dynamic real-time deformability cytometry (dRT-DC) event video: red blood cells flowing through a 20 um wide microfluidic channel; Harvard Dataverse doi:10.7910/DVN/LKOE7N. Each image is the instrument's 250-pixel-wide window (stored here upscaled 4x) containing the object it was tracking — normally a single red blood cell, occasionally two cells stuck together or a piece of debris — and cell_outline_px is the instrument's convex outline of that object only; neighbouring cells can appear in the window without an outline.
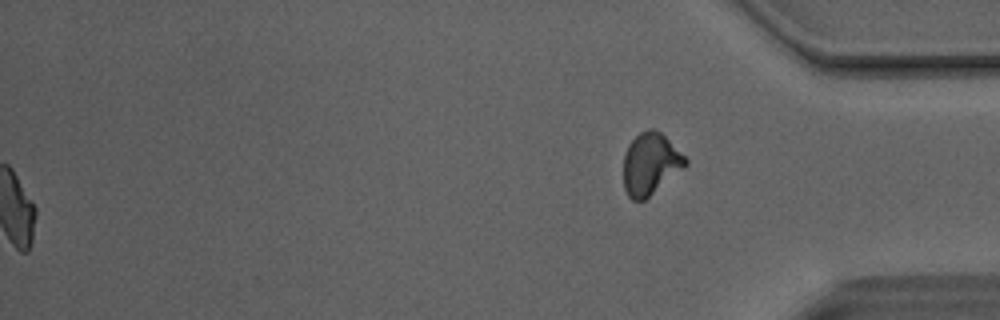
{"species": "Egyptian fruit bat (a non-hibernating species)", "species_latin": "Rousettus aegyptiacus", "temperature_condition": "room temperature", "stored_images_in_passage": 51, "segment_of_instrument_passage": [2, 2], "camera_frame_rate_fps": 3000, "um_per_image_px": 0.085, "animal": {"sex": "male"}, "frame": {"image": 1, "passage_image": 51, "time_ms": 16.667, "image_size_px": [1000, 320], "cell_outline_px": [[688, 164], [684, 168], [644, 200], [632, 200], [628, 196], [624, 188], [624, 152], [628, 144], [640, 132], [648, 128], [652, 128], [660, 132], [688, 160]], "centroid_in_image_um": [55.26, 13.92], "position_along_channel_um": 379.9, "area_um2": 22.08}}